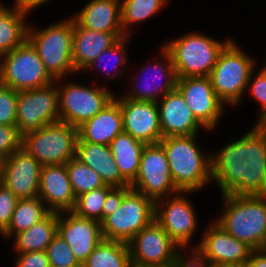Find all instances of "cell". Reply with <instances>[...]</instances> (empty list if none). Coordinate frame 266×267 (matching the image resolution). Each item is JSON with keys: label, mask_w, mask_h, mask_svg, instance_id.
Masks as SVG:
<instances>
[{"label": "cell", "mask_w": 266, "mask_h": 267, "mask_svg": "<svg viewBox=\"0 0 266 267\" xmlns=\"http://www.w3.org/2000/svg\"><path fill=\"white\" fill-rule=\"evenodd\" d=\"M250 128L237 140L211 151L212 183L220 195H266V123Z\"/></svg>", "instance_id": "cell-1"}, {"label": "cell", "mask_w": 266, "mask_h": 267, "mask_svg": "<svg viewBox=\"0 0 266 267\" xmlns=\"http://www.w3.org/2000/svg\"><path fill=\"white\" fill-rule=\"evenodd\" d=\"M198 139L199 134L168 136L159 142L165 151L172 181L179 191L199 193L212 182L211 153L201 149Z\"/></svg>", "instance_id": "cell-2"}, {"label": "cell", "mask_w": 266, "mask_h": 267, "mask_svg": "<svg viewBox=\"0 0 266 267\" xmlns=\"http://www.w3.org/2000/svg\"><path fill=\"white\" fill-rule=\"evenodd\" d=\"M221 198V210L214 221L253 250H260L266 242V195Z\"/></svg>", "instance_id": "cell-3"}, {"label": "cell", "mask_w": 266, "mask_h": 267, "mask_svg": "<svg viewBox=\"0 0 266 267\" xmlns=\"http://www.w3.org/2000/svg\"><path fill=\"white\" fill-rule=\"evenodd\" d=\"M188 32L161 46L170 54L177 78L209 77L221 51L232 37L222 41L198 30Z\"/></svg>", "instance_id": "cell-4"}, {"label": "cell", "mask_w": 266, "mask_h": 267, "mask_svg": "<svg viewBox=\"0 0 266 267\" xmlns=\"http://www.w3.org/2000/svg\"><path fill=\"white\" fill-rule=\"evenodd\" d=\"M66 18L45 27H37L29 22L27 28V40L55 80L78 74L72 55L73 17Z\"/></svg>", "instance_id": "cell-5"}, {"label": "cell", "mask_w": 266, "mask_h": 267, "mask_svg": "<svg viewBox=\"0 0 266 267\" xmlns=\"http://www.w3.org/2000/svg\"><path fill=\"white\" fill-rule=\"evenodd\" d=\"M233 38L221 51L209 78L217 97L226 107L238 108L246 95L252 72L257 69V58L250 55Z\"/></svg>", "instance_id": "cell-6"}, {"label": "cell", "mask_w": 266, "mask_h": 267, "mask_svg": "<svg viewBox=\"0 0 266 267\" xmlns=\"http://www.w3.org/2000/svg\"><path fill=\"white\" fill-rule=\"evenodd\" d=\"M69 78L55 80L58 84L60 121L78 128L104 109L115 98L116 93L106 86L107 83L104 85L92 80L93 83L82 82L83 85Z\"/></svg>", "instance_id": "cell-7"}, {"label": "cell", "mask_w": 266, "mask_h": 267, "mask_svg": "<svg viewBox=\"0 0 266 267\" xmlns=\"http://www.w3.org/2000/svg\"><path fill=\"white\" fill-rule=\"evenodd\" d=\"M77 139V127L58 121L22 136L21 147L42 166L60 165L75 158Z\"/></svg>", "instance_id": "cell-8"}, {"label": "cell", "mask_w": 266, "mask_h": 267, "mask_svg": "<svg viewBox=\"0 0 266 267\" xmlns=\"http://www.w3.org/2000/svg\"><path fill=\"white\" fill-rule=\"evenodd\" d=\"M160 48L161 57L157 56L156 58L155 56L153 59H148L146 64L138 66L135 70H138L137 74L127 77L130 79L127 81L129 83H127V89L116 94L115 97L158 102L166 93L176 88L177 76L171 56L163 46Z\"/></svg>", "instance_id": "cell-9"}, {"label": "cell", "mask_w": 266, "mask_h": 267, "mask_svg": "<svg viewBox=\"0 0 266 267\" xmlns=\"http://www.w3.org/2000/svg\"><path fill=\"white\" fill-rule=\"evenodd\" d=\"M55 82L36 49L26 39L0 57V83L16 91L36 89Z\"/></svg>", "instance_id": "cell-10"}, {"label": "cell", "mask_w": 266, "mask_h": 267, "mask_svg": "<svg viewBox=\"0 0 266 267\" xmlns=\"http://www.w3.org/2000/svg\"><path fill=\"white\" fill-rule=\"evenodd\" d=\"M155 202L131 189L119 208L101 222L104 240L129 243L132 238L154 220Z\"/></svg>", "instance_id": "cell-11"}, {"label": "cell", "mask_w": 266, "mask_h": 267, "mask_svg": "<svg viewBox=\"0 0 266 267\" xmlns=\"http://www.w3.org/2000/svg\"><path fill=\"white\" fill-rule=\"evenodd\" d=\"M193 193L196 192L179 191L155 201L154 219L180 249L192 248L193 236L200 226L194 202L188 198Z\"/></svg>", "instance_id": "cell-12"}, {"label": "cell", "mask_w": 266, "mask_h": 267, "mask_svg": "<svg viewBox=\"0 0 266 267\" xmlns=\"http://www.w3.org/2000/svg\"><path fill=\"white\" fill-rule=\"evenodd\" d=\"M60 121L58 84L17 93L16 126L20 136Z\"/></svg>", "instance_id": "cell-13"}, {"label": "cell", "mask_w": 266, "mask_h": 267, "mask_svg": "<svg viewBox=\"0 0 266 267\" xmlns=\"http://www.w3.org/2000/svg\"><path fill=\"white\" fill-rule=\"evenodd\" d=\"M130 186L154 202L179 192L172 181L165 151L159 143L145 145L138 174Z\"/></svg>", "instance_id": "cell-14"}, {"label": "cell", "mask_w": 266, "mask_h": 267, "mask_svg": "<svg viewBox=\"0 0 266 267\" xmlns=\"http://www.w3.org/2000/svg\"><path fill=\"white\" fill-rule=\"evenodd\" d=\"M205 226L198 244L192 245L216 267H244L253 249L227 233L214 219Z\"/></svg>", "instance_id": "cell-15"}, {"label": "cell", "mask_w": 266, "mask_h": 267, "mask_svg": "<svg viewBox=\"0 0 266 267\" xmlns=\"http://www.w3.org/2000/svg\"><path fill=\"white\" fill-rule=\"evenodd\" d=\"M176 88L195 118L208 130L215 131L224 118L226 105L215 94L209 77L177 78Z\"/></svg>", "instance_id": "cell-16"}, {"label": "cell", "mask_w": 266, "mask_h": 267, "mask_svg": "<svg viewBox=\"0 0 266 267\" xmlns=\"http://www.w3.org/2000/svg\"><path fill=\"white\" fill-rule=\"evenodd\" d=\"M131 264L139 266L172 265L180 248L154 219L128 243Z\"/></svg>", "instance_id": "cell-17"}, {"label": "cell", "mask_w": 266, "mask_h": 267, "mask_svg": "<svg viewBox=\"0 0 266 267\" xmlns=\"http://www.w3.org/2000/svg\"><path fill=\"white\" fill-rule=\"evenodd\" d=\"M42 165L24 148L0 162V182L18 199L38 197Z\"/></svg>", "instance_id": "cell-18"}, {"label": "cell", "mask_w": 266, "mask_h": 267, "mask_svg": "<svg viewBox=\"0 0 266 267\" xmlns=\"http://www.w3.org/2000/svg\"><path fill=\"white\" fill-rule=\"evenodd\" d=\"M120 103L124 133L144 144H157L163 138L157 102L115 97Z\"/></svg>", "instance_id": "cell-19"}, {"label": "cell", "mask_w": 266, "mask_h": 267, "mask_svg": "<svg viewBox=\"0 0 266 267\" xmlns=\"http://www.w3.org/2000/svg\"><path fill=\"white\" fill-rule=\"evenodd\" d=\"M58 234L81 265L103 240L99 221L79 217L72 211L58 213Z\"/></svg>", "instance_id": "cell-20"}, {"label": "cell", "mask_w": 266, "mask_h": 267, "mask_svg": "<svg viewBox=\"0 0 266 267\" xmlns=\"http://www.w3.org/2000/svg\"><path fill=\"white\" fill-rule=\"evenodd\" d=\"M161 132L168 136H191L208 131L193 115L180 91L175 88L158 102Z\"/></svg>", "instance_id": "cell-21"}, {"label": "cell", "mask_w": 266, "mask_h": 267, "mask_svg": "<svg viewBox=\"0 0 266 267\" xmlns=\"http://www.w3.org/2000/svg\"><path fill=\"white\" fill-rule=\"evenodd\" d=\"M38 197L51 212L72 211L76 204L66 164L42 166Z\"/></svg>", "instance_id": "cell-22"}, {"label": "cell", "mask_w": 266, "mask_h": 267, "mask_svg": "<svg viewBox=\"0 0 266 267\" xmlns=\"http://www.w3.org/2000/svg\"><path fill=\"white\" fill-rule=\"evenodd\" d=\"M122 37H125L124 32L90 30L81 27L73 19L72 55L76 71L81 74L100 53L114 45Z\"/></svg>", "instance_id": "cell-23"}, {"label": "cell", "mask_w": 266, "mask_h": 267, "mask_svg": "<svg viewBox=\"0 0 266 267\" xmlns=\"http://www.w3.org/2000/svg\"><path fill=\"white\" fill-rule=\"evenodd\" d=\"M75 158L96 171L106 185L130 186V183L121 175L109 145L85 142L78 137Z\"/></svg>", "instance_id": "cell-24"}, {"label": "cell", "mask_w": 266, "mask_h": 267, "mask_svg": "<svg viewBox=\"0 0 266 267\" xmlns=\"http://www.w3.org/2000/svg\"><path fill=\"white\" fill-rule=\"evenodd\" d=\"M120 103L114 98L104 109L78 127V137L85 142L109 145L123 133Z\"/></svg>", "instance_id": "cell-25"}, {"label": "cell", "mask_w": 266, "mask_h": 267, "mask_svg": "<svg viewBox=\"0 0 266 267\" xmlns=\"http://www.w3.org/2000/svg\"><path fill=\"white\" fill-rule=\"evenodd\" d=\"M73 19L81 26L100 32H123L121 0H89Z\"/></svg>", "instance_id": "cell-26"}, {"label": "cell", "mask_w": 266, "mask_h": 267, "mask_svg": "<svg viewBox=\"0 0 266 267\" xmlns=\"http://www.w3.org/2000/svg\"><path fill=\"white\" fill-rule=\"evenodd\" d=\"M58 233V212H50L40 222L27 230L15 234L12 246L13 253L46 251L52 239Z\"/></svg>", "instance_id": "cell-27"}, {"label": "cell", "mask_w": 266, "mask_h": 267, "mask_svg": "<svg viewBox=\"0 0 266 267\" xmlns=\"http://www.w3.org/2000/svg\"><path fill=\"white\" fill-rule=\"evenodd\" d=\"M131 37H122L114 45L100 53L96 59H94L84 70L90 72L93 75L97 73H102V79H105V83L108 81L123 80L125 70H129L128 61V48L129 41ZM127 64V65H126ZM128 68V69H127ZM100 71V72H99ZM106 73V74H105ZM105 75V76H104ZM104 76V78H103ZM122 77V78H121Z\"/></svg>", "instance_id": "cell-28"}, {"label": "cell", "mask_w": 266, "mask_h": 267, "mask_svg": "<svg viewBox=\"0 0 266 267\" xmlns=\"http://www.w3.org/2000/svg\"><path fill=\"white\" fill-rule=\"evenodd\" d=\"M27 13L13 5H0V57L20 46L27 39Z\"/></svg>", "instance_id": "cell-29"}, {"label": "cell", "mask_w": 266, "mask_h": 267, "mask_svg": "<svg viewBox=\"0 0 266 267\" xmlns=\"http://www.w3.org/2000/svg\"><path fill=\"white\" fill-rule=\"evenodd\" d=\"M146 144L136 140L130 134L117 135L109 147L121 175L131 184L139 171L142 151Z\"/></svg>", "instance_id": "cell-30"}, {"label": "cell", "mask_w": 266, "mask_h": 267, "mask_svg": "<svg viewBox=\"0 0 266 267\" xmlns=\"http://www.w3.org/2000/svg\"><path fill=\"white\" fill-rule=\"evenodd\" d=\"M166 5H169V0H121V24L124 35L132 37L140 24L154 18Z\"/></svg>", "instance_id": "cell-31"}, {"label": "cell", "mask_w": 266, "mask_h": 267, "mask_svg": "<svg viewBox=\"0 0 266 267\" xmlns=\"http://www.w3.org/2000/svg\"><path fill=\"white\" fill-rule=\"evenodd\" d=\"M51 211L39 197L18 199L12 220L8 228L0 235L2 239H9L44 219Z\"/></svg>", "instance_id": "cell-32"}, {"label": "cell", "mask_w": 266, "mask_h": 267, "mask_svg": "<svg viewBox=\"0 0 266 267\" xmlns=\"http://www.w3.org/2000/svg\"><path fill=\"white\" fill-rule=\"evenodd\" d=\"M127 243L102 240L82 267H131Z\"/></svg>", "instance_id": "cell-33"}, {"label": "cell", "mask_w": 266, "mask_h": 267, "mask_svg": "<svg viewBox=\"0 0 266 267\" xmlns=\"http://www.w3.org/2000/svg\"><path fill=\"white\" fill-rule=\"evenodd\" d=\"M66 168L76 198L93 189L107 186L96 171L76 158L70 159Z\"/></svg>", "instance_id": "cell-34"}, {"label": "cell", "mask_w": 266, "mask_h": 267, "mask_svg": "<svg viewBox=\"0 0 266 267\" xmlns=\"http://www.w3.org/2000/svg\"><path fill=\"white\" fill-rule=\"evenodd\" d=\"M113 187L103 186L86 192L76 198L72 212L77 216L102 222V210L107 193Z\"/></svg>", "instance_id": "cell-35"}, {"label": "cell", "mask_w": 266, "mask_h": 267, "mask_svg": "<svg viewBox=\"0 0 266 267\" xmlns=\"http://www.w3.org/2000/svg\"><path fill=\"white\" fill-rule=\"evenodd\" d=\"M50 267H82L65 240L57 233L46 248Z\"/></svg>", "instance_id": "cell-36"}, {"label": "cell", "mask_w": 266, "mask_h": 267, "mask_svg": "<svg viewBox=\"0 0 266 267\" xmlns=\"http://www.w3.org/2000/svg\"><path fill=\"white\" fill-rule=\"evenodd\" d=\"M247 93L259 104L254 123H266V77L260 70L256 72L255 69L252 72L247 84L246 95Z\"/></svg>", "instance_id": "cell-37"}, {"label": "cell", "mask_w": 266, "mask_h": 267, "mask_svg": "<svg viewBox=\"0 0 266 267\" xmlns=\"http://www.w3.org/2000/svg\"><path fill=\"white\" fill-rule=\"evenodd\" d=\"M17 93L0 83V125H16Z\"/></svg>", "instance_id": "cell-38"}, {"label": "cell", "mask_w": 266, "mask_h": 267, "mask_svg": "<svg viewBox=\"0 0 266 267\" xmlns=\"http://www.w3.org/2000/svg\"><path fill=\"white\" fill-rule=\"evenodd\" d=\"M22 137L16 125H0V162L21 147Z\"/></svg>", "instance_id": "cell-39"}, {"label": "cell", "mask_w": 266, "mask_h": 267, "mask_svg": "<svg viewBox=\"0 0 266 267\" xmlns=\"http://www.w3.org/2000/svg\"><path fill=\"white\" fill-rule=\"evenodd\" d=\"M18 198L0 182V235L8 228Z\"/></svg>", "instance_id": "cell-40"}, {"label": "cell", "mask_w": 266, "mask_h": 267, "mask_svg": "<svg viewBox=\"0 0 266 267\" xmlns=\"http://www.w3.org/2000/svg\"><path fill=\"white\" fill-rule=\"evenodd\" d=\"M190 252V254H189ZM172 267H216L208 262L195 248L180 249Z\"/></svg>", "instance_id": "cell-41"}, {"label": "cell", "mask_w": 266, "mask_h": 267, "mask_svg": "<svg viewBox=\"0 0 266 267\" xmlns=\"http://www.w3.org/2000/svg\"><path fill=\"white\" fill-rule=\"evenodd\" d=\"M131 186L113 187L104 201L102 210V221L113 214L120 206L124 196L131 190Z\"/></svg>", "instance_id": "cell-42"}, {"label": "cell", "mask_w": 266, "mask_h": 267, "mask_svg": "<svg viewBox=\"0 0 266 267\" xmlns=\"http://www.w3.org/2000/svg\"><path fill=\"white\" fill-rule=\"evenodd\" d=\"M15 257L13 267H50L46 251L25 252Z\"/></svg>", "instance_id": "cell-43"}, {"label": "cell", "mask_w": 266, "mask_h": 267, "mask_svg": "<svg viewBox=\"0 0 266 267\" xmlns=\"http://www.w3.org/2000/svg\"><path fill=\"white\" fill-rule=\"evenodd\" d=\"M49 1L50 0H13V6L31 16L30 14H32V12L35 10L37 11V8L43 5L46 6L45 4L50 3Z\"/></svg>", "instance_id": "cell-44"}, {"label": "cell", "mask_w": 266, "mask_h": 267, "mask_svg": "<svg viewBox=\"0 0 266 267\" xmlns=\"http://www.w3.org/2000/svg\"><path fill=\"white\" fill-rule=\"evenodd\" d=\"M244 267H266V255L261 250H253Z\"/></svg>", "instance_id": "cell-45"}, {"label": "cell", "mask_w": 266, "mask_h": 267, "mask_svg": "<svg viewBox=\"0 0 266 267\" xmlns=\"http://www.w3.org/2000/svg\"><path fill=\"white\" fill-rule=\"evenodd\" d=\"M265 63L263 62V67L261 66V68L259 69L266 77V57H265Z\"/></svg>", "instance_id": "cell-46"}, {"label": "cell", "mask_w": 266, "mask_h": 267, "mask_svg": "<svg viewBox=\"0 0 266 267\" xmlns=\"http://www.w3.org/2000/svg\"><path fill=\"white\" fill-rule=\"evenodd\" d=\"M131 267H172V265H165V266H139V265H131Z\"/></svg>", "instance_id": "cell-47"}, {"label": "cell", "mask_w": 266, "mask_h": 267, "mask_svg": "<svg viewBox=\"0 0 266 267\" xmlns=\"http://www.w3.org/2000/svg\"><path fill=\"white\" fill-rule=\"evenodd\" d=\"M260 250L266 255V242L262 245Z\"/></svg>", "instance_id": "cell-48"}]
</instances>
